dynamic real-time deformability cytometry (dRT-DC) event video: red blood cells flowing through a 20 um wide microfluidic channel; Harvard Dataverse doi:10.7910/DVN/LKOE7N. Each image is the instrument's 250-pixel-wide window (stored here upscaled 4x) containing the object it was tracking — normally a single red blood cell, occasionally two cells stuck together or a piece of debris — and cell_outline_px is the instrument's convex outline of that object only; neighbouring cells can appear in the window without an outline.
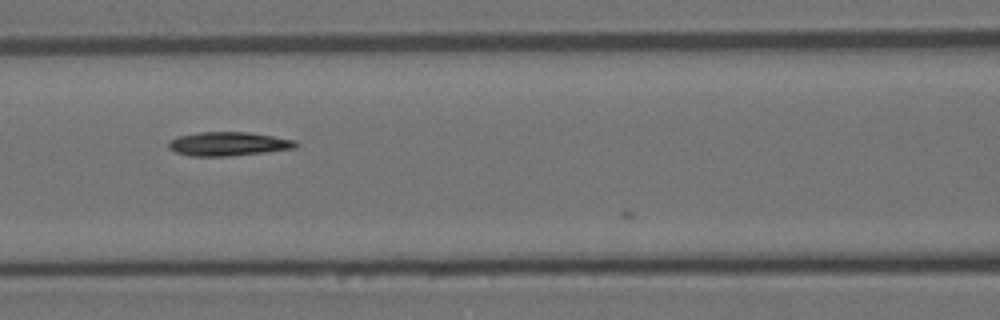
{"species": "Egyptian fruit bat (a non-hibernating species)", "species_latin": "Rousettus aegyptiacus", "temperature_condition": "room temperature", "stored_images_in_passage": 5, "camera_frame_rate_fps": 3000, "um_per_image_px": 0.085, "animal": {"sex": "female"}, "frame": {"image": 1, "passage_image": 4, "time_ms": 1.0, "image_size_px": [1000, 320], "cell_outline_px": [[296, 148], [264, 152], [228, 156], [188, 156], [176, 152], [168, 148], [168, 140], [176, 136], [200, 132], [248, 132], [296, 140]], "centroid_in_image_um": [19.34, 12.23], "position_along_channel_um": 147.3, "area_um2": 17.69}}